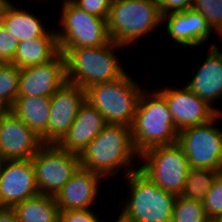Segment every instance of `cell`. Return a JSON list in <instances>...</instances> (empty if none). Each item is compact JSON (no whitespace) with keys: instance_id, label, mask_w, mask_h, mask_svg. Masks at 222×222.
I'll return each mask as SVG.
<instances>
[{"instance_id":"7402d4cb","label":"cell","mask_w":222,"mask_h":222,"mask_svg":"<svg viewBox=\"0 0 222 222\" xmlns=\"http://www.w3.org/2000/svg\"><path fill=\"white\" fill-rule=\"evenodd\" d=\"M60 53L57 37H41L18 41L11 64L22 69L50 62Z\"/></svg>"},{"instance_id":"83f0119b","label":"cell","mask_w":222,"mask_h":222,"mask_svg":"<svg viewBox=\"0 0 222 222\" xmlns=\"http://www.w3.org/2000/svg\"><path fill=\"white\" fill-rule=\"evenodd\" d=\"M205 213L211 222L222 218V172L218 171L211 189L202 201Z\"/></svg>"},{"instance_id":"d4e9b609","label":"cell","mask_w":222,"mask_h":222,"mask_svg":"<svg viewBox=\"0 0 222 222\" xmlns=\"http://www.w3.org/2000/svg\"><path fill=\"white\" fill-rule=\"evenodd\" d=\"M20 68L0 63V104L11 110L18 96Z\"/></svg>"},{"instance_id":"7a4b0ae2","label":"cell","mask_w":222,"mask_h":222,"mask_svg":"<svg viewBox=\"0 0 222 222\" xmlns=\"http://www.w3.org/2000/svg\"><path fill=\"white\" fill-rule=\"evenodd\" d=\"M148 89L140 95L131 125L132 143L139 155L155 146L177 143L179 133L165 98L157 90Z\"/></svg>"},{"instance_id":"d590c367","label":"cell","mask_w":222,"mask_h":222,"mask_svg":"<svg viewBox=\"0 0 222 222\" xmlns=\"http://www.w3.org/2000/svg\"><path fill=\"white\" fill-rule=\"evenodd\" d=\"M7 111V109L2 105L0 104V118L2 117V115Z\"/></svg>"},{"instance_id":"3957f363","label":"cell","mask_w":222,"mask_h":222,"mask_svg":"<svg viewBox=\"0 0 222 222\" xmlns=\"http://www.w3.org/2000/svg\"><path fill=\"white\" fill-rule=\"evenodd\" d=\"M124 48L111 40L99 47L59 49L65 58L67 82L86 89L119 79L127 71L122 68L115 51Z\"/></svg>"},{"instance_id":"4dcf8cb0","label":"cell","mask_w":222,"mask_h":222,"mask_svg":"<svg viewBox=\"0 0 222 222\" xmlns=\"http://www.w3.org/2000/svg\"><path fill=\"white\" fill-rule=\"evenodd\" d=\"M92 209L60 210L59 222H101Z\"/></svg>"},{"instance_id":"5b68a950","label":"cell","mask_w":222,"mask_h":222,"mask_svg":"<svg viewBox=\"0 0 222 222\" xmlns=\"http://www.w3.org/2000/svg\"><path fill=\"white\" fill-rule=\"evenodd\" d=\"M128 74L126 72L119 79L85 89V100L102 114L107 124L131 127L133 123L144 88Z\"/></svg>"},{"instance_id":"f546056e","label":"cell","mask_w":222,"mask_h":222,"mask_svg":"<svg viewBox=\"0 0 222 222\" xmlns=\"http://www.w3.org/2000/svg\"><path fill=\"white\" fill-rule=\"evenodd\" d=\"M77 7L107 20L112 0H71Z\"/></svg>"},{"instance_id":"277c9868","label":"cell","mask_w":222,"mask_h":222,"mask_svg":"<svg viewBox=\"0 0 222 222\" xmlns=\"http://www.w3.org/2000/svg\"><path fill=\"white\" fill-rule=\"evenodd\" d=\"M159 3L153 0H112L107 18L108 34L121 46H130L161 27ZM134 41V42H133Z\"/></svg>"},{"instance_id":"9a60e30c","label":"cell","mask_w":222,"mask_h":222,"mask_svg":"<svg viewBox=\"0 0 222 222\" xmlns=\"http://www.w3.org/2000/svg\"><path fill=\"white\" fill-rule=\"evenodd\" d=\"M65 58L20 69L18 96L51 97L66 82Z\"/></svg>"},{"instance_id":"4fadbf2b","label":"cell","mask_w":222,"mask_h":222,"mask_svg":"<svg viewBox=\"0 0 222 222\" xmlns=\"http://www.w3.org/2000/svg\"><path fill=\"white\" fill-rule=\"evenodd\" d=\"M41 139L11 110L0 118V161L31 159Z\"/></svg>"},{"instance_id":"ffe728a7","label":"cell","mask_w":222,"mask_h":222,"mask_svg":"<svg viewBox=\"0 0 222 222\" xmlns=\"http://www.w3.org/2000/svg\"><path fill=\"white\" fill-rule=\"evenodd\" d=\"M51 97L17 96L11 111L47 144Z\"/></svg>"},{"instance_id":"9c48e42d","label":"cell","mask_w":222,"mask_h":222,"mask_svg":"<svg viewBox=\"0 0 222 222\" xmlns=\"http://www.w3.org/2000/svg\"><path fill=\"white\" fill-rule=\"evenodd\" d=\"M40 194L55 196L80 168L79 155L57 144H43L31 158Z\"/></svg>"},{"instance_id":"e575fe53","label":"cell","mask_w":222,"mask_h":222,"mask_svg":"<svg viewBox=\"0 0 222 222\" xmlns=\"http://www.w3.org/2000/svg\"><path fill=\"white\" fill-rule=\"evenodd\" d=\"M102 222H103V221H102ZM115 222H134V221L131 220V219L126 218V217L120 212L119 217H118V219H116Z\"/></svg>"},{"instance_id":"cb8c5ba5","label":"cell","mask_w":222,"mask_h":222,"mask_svg":"<svg viewBox=\"0 0 222 222\" xmlns=\"http://www.w3.org/2000/svg\"><path fill=\"white\" fill-rule=\"evenodd\" d=\"M217 172L211 169L190 167L180 196L202 202L211 189Z\"/></svg>"},{"instance_id":"4316f807","label":"cell","mask_w":222,"mask_h":222,"mask_svg":"<svg viewBox=\"0 0 222 222\" xmlns=\"http://www.w3.org/2000/svg\"><path fill=\"white\" fill-rule=\"evenodd\" d=\"M191 9L200 13L222 38V0H191Z\"/></svg>"},{"instance_id":"f1b7e54d","label":"cell","mask_w":222,"mask_h":222,"mask_svg":"<svg viewBox=\"0 0 222 222\" xmlns=\"http://www.w3.org/2000/svg\"><path fill=\"white\" fill-rule=\"evenodd\" d=\"M18 47V41L0 23V63H11Z\"/></svg>"},{"instance_id":"ba28073f","label":"cell","mask_w":222,"mask_h":222,"mask_svg":"<svg viewBox=\"0 0 222 222\" xmlns=\"http://www.w3.org/2000/svg\"><path fill=\"white\" fill-rule=\"evenodd\" d=\"M139 159L143 161L139 169L158 187L176 197L181 195L190 166L177 143L149 148Z\"/></svg>"},{"instance_id":"603a6c76","label":"cell","mask_w":222,"mask_h":222,"mask_svg":"<svg viewBox=\"0 0 222 222\" xmlns=\"http://www.w3.org/2000/svg\"><path fill=\"white\" fill-rule=\"evenodd\" d=\"M18 222H59V207L54 196L38 194L12 208Z\"/></svg>"},{"instance_id":"ac0fdd59","label":"cell","mask_w":222,"mask_h":222,"mask_svg":"<svg viewBox=\"0 0 222 222\" xmlns=\"http://www.w3.org/2000/svg\"><path fill=\"white\" fill-rule=\"evenodd\" d=\"M106 125L107 123L102 114L85 101L80 106L78 114L67 134L57 145L69 153L80 156L88 144Z\"/></svg>"},{"instance_id":"7c38bea8","label":"cell","mask_w":222,"mask_h":222,"mask_svg":"<svg viewBox=\"0 0 222 222\" xmlns=\"http://www.w3.org/2000/svg\"><path fill=\"white\" fill-rule=\"evenodd\" d=\"M38 194L31 159L0 161V207L13 208Z\"/></svg>"},{"instance_id":"836d02e7","label":"cell","mask_w":222,"mask_h":222,"mask_svg":"<svg viewBox=\"0 0 222 222\" xmlns=\"http://www.w3.org/2000/svg\"><path fill=\"white\" fill-rule=\"evenodd\" d=\"M12 2L10 0H0V23L1 19L3 18L5 11L7 7L11 4Z\"/></svg>"},{"instance_id":"5bb4252c","label":"cell","mask_w":222,"mask_h":222,"mask_svg":"<svg viewBox=\"0 0 222 222\" xmlns=\"http://www.w3.org/2000/svg\"><path fill=\"white\" fill-rule=\"evenodd\" d=\"M85 101V89L67 81L51 96L47 144L63 139Z\"/></svg>"},{"instance_id":"8992f818","label":"cell","mask_w":222,"mask_h":222,"mask_svg":"<svg viewBox=\"0 0 222 222\" xmlns=\"http://www.w3.org/2000/svg\"><path fill=\"white\" fill-rule=\"evenodd\" d=\"M129 192L121 213L134 222H172L174 194L158 187L139 168L124 176Z\"/></svg>"},{"instance_id":"d6a6232c","label":"cell","mask_w":222,"mask_h":222,"mask_svg":"<svg viewBox=\"0 0 222 222\" xmlns=\"http://www.w3.org/2000/svg\"><path fill=\"white\" fill-rule=\"evenodd\" d=\"M0 222H18L15 211L12 208L0 207Z\"/></svg>"},{"instance_id":"484cf974","label":"cell","mask_w":222,"mask_h":222,"mask_svg":"<svg viewBox=\"0 0 222 222\" xmlns=\"http://www.w3.org/2000/svg\"><path fill=\"white\" fill-rule=\"evenodd\" d=\"M172 222H211L201 201L177 196L173 205Z\"/></svg>"},{"instance_id":"1f68e13d","label":"cell","mask_w":222,"mask_h":222,"mask_svg":"<svg viewBox=\"0 0 222 222\" xmlns=\"http://www.w3.org/2000/svg\"><path fill=\"white\" fill-rule=\"evenodd\" d=\"M161 16L191 9V0H158Z\"/></svg>"},{"instance_id":"30bf717a","label":"cell","mask_w":222,"mask_h":222,"mask_svg":"<svg viewBox=\"0 0 222 222\" xmlns=\"http://www.w3.org/2000/svg\"><path fill=\"white\" fill-rule=\"evenodd\" d=\"M211 121L185 128L178 133L177 144L183 149L190 167L220 171L222 167V129Z\"/></svg>"},{"instance_id":"52a82bcc","label":"cell","mask_w":222,"mask_h":222,"mask_svg":"<svg viewBox=\"0 0 222 222\" xmlns=\"http://www.w3.org/2000/svg\"><path fill=\"white\" fill-rule=\"evenodd\" d=\"M61 7V30H56L59 49L99 47L111 41L105 18L81 10L71 0H63Z\"/></svg>"},{"instance_id":"e0dca14e","label":"cell","mask_w":222,"mask_h":222,"mask_svg":"<svg viewBox=\"0 0 222 222\" xmlns=\"http://www.w3.org/2000/svg\"><path fill=\"white\" fill-rule=\"evenodd\" d=\"M104 177L79 168L72 178L54 196L59 210H84L95 205Z\"/></svg>"},{"instance_id":"6da1fadb","label":"cell","mask_w":222,"mask_h":222,"mask_svg":"<svg viewBox=\"0 0 222 222\" xmlns=\"http://www.w3.org/2000/svg\"><path fill=\"white\" fill-rule=\"evenodd\" d=\"M79 157L81 168L108 180V177L117 176L119 172L127 176L137 170L133 163L137 158L139 161L140 155L133 146L130 126L107 124Z\"/></svg>"},{"instance_id":"8fae6325","label":"cell","mask_w":222,"mask_h":222,"mask_svg":"<svg viewBox=\"0 0 222 222\" xmlns=\"http://www.w3.org/2000/svg\"><path fill=\"white\" fill-rule=\"evenodd\" d=\"M157 91L165 98L178 131L205 124L222 113V110L210 106L186 85L181 88H168L167 86V88H160Z\"/></svg>"},{"instance_id":"d6986e66","label":"cell","mask_w":222,"mask_h":222,"mask_svg":"<svg viewBox=\"0 0 222 222\" xmlns=\"http://www.w3.org/2000/svg\"><path fill=\"white\" fill-rule=\"evenodd\" d=\"M210 46L205 60L185 85L213 107L214 101L222 99V50L215 41Z\"/></svg>"},{"instance_id":"44dd1931","label":"cell","mask_w":222,"mask_h":222,"mask_svg":"<svg viewBox=\"0 0 222 222\" xmlns=\"http://www.w3.org/2000/svg\"><path fill=\"white\" fill-rule=\"evenodd\" d=\"M11 3L1 19L2 25L15 36L17 41H28L41 37H57L56 30L45 28L40 18Z\"/></svg>"},{"instance_id":"2e32d148","label":"cell","mask_w":222,"mask_h":222,"mask_svg":"<svg viewBox=\"0 0 222 222\" xmlns=\"http://www.w3.org/2000/svg\"><path fill=\"white\" fill-rule=\"evenodd\" d=\"M163 23L167 25L164 32L167 39L173 40L172 42L181 48L188 46L194 49L202 46L203 42L209 41L211 32H214L208 21L193 9L168 13L162 16Z\"/></svg>"}]
</instances>
